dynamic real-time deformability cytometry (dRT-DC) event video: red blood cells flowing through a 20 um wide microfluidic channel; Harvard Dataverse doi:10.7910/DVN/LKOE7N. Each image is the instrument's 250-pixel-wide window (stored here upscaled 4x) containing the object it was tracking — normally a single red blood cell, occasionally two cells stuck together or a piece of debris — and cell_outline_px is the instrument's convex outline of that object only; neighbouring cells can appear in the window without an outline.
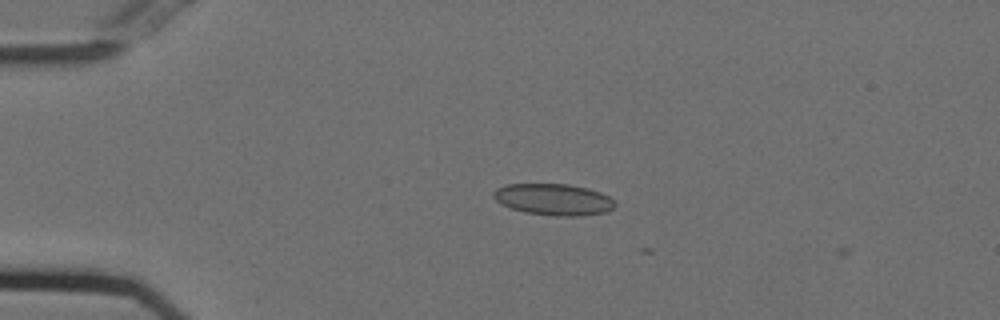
{"species": "Egyptian fruit bat (a non-hibernating species)", "species_latin": "Rousettus aegyptiacus", "temperature_condition": "cold", "stored_images_in_passage": 3, "camera_frame_rate_fps": 3000, "um_per_image_px": 0.085, "animal": {"sex": "female"}, "frame": {"image": 1, "passage_image": 2, "time_ms": 0.333, "image_size_px": [1000, 320], "cell_outline_px": [[616, 204], [608, 212], [580, 216], [556, 216], [524, 212], [500, 204], [492, 196], [492, 192], [496, 188], [508, 184], [568, 184], [588, 188], [600, 192], [608, 196]], "centroid_in_image_um": [47.04, 16.95], "position_along_channel_um": 38.0, "area_um2": 22.37}}